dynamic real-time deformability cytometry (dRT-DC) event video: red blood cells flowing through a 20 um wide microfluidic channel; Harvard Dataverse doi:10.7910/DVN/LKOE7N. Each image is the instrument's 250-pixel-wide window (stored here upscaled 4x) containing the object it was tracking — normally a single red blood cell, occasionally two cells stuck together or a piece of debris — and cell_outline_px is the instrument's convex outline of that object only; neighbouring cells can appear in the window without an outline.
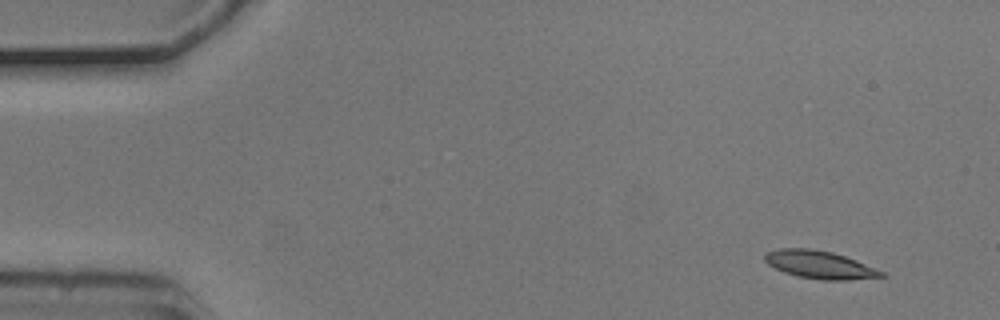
{"species": "common noctule bat (a hibernating species)", "species_latin": "Nyctalus noctula", "temperature_condition": "cold", "stored_images_in_passage": 6, "camera_frame_rate_fps": 3000, "um_per_image_px": 0.085, "animal": {"sex": "male", "body_mass_g": 20.5, "forearm_length_mm": 52.5}, "frame": {"image": 1, "passage_image": 1, "time_ms": 0.0, "image_size_px": [1000, 320], "cell_outline_px": [[888, 276], [848, 280], [820, 280], [796, 276], [784, 272], [768, 264], [764, 260], [764, 252], [780, 248], [808, 248], [832, 252], [856, 260], [884, 272]], "centroid_in_image_um": [69.65, 22.5], "position_along_channel_um": 15.3, "area_um2": 18.96}}
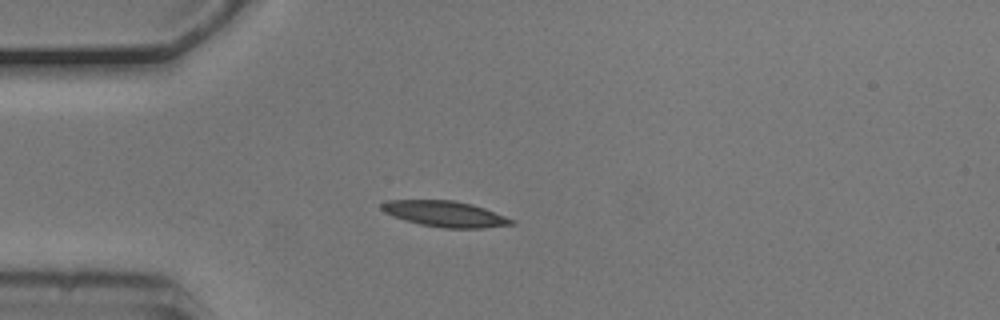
{"frame": {"image": 2, "passage_image": 3, "time_ms": 0.667, "image_size_px": [1000, 320], "cell_outline_px": [[516, 224], [484, 228], [444, 228], [420, 224], [404, 220], [384, 212], [380, 208], [380, 204], [384, 200], [452, 200], [472, 204], [484, 208], [516, 220]], "centroid_in_image_um": [37.83, 18.18], "position_along_channel_um": 47.2, "area_um2": 19.65}}
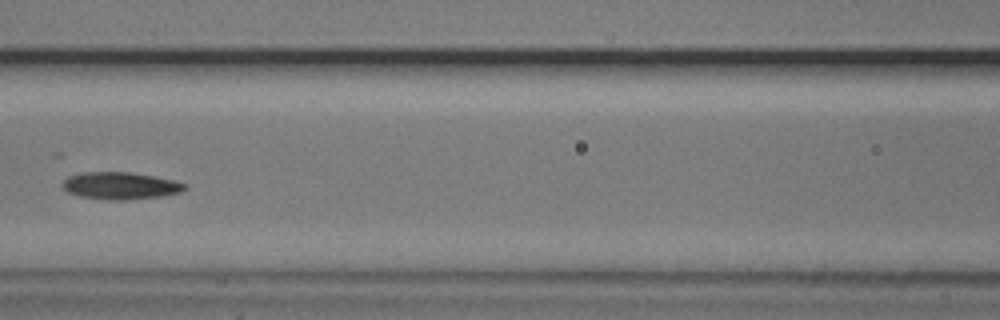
{"frame": {"image": 3, "passage_image": 6, "time_ms": 1.667, "image_size_px": [1000, 320], "cell_outline_px": [[188, 188], [180, 192], [160, 196], [120, 200], [108, 200], [80, 196], [68, 192], [60, 184], [68, 176], [80, 172], [128, 172], [176, 180], [188, 184]], "centroid_in_image_um": [10.23, 15.77], "position_along_channel_um": 156.4, "area_um2": 19.36}}